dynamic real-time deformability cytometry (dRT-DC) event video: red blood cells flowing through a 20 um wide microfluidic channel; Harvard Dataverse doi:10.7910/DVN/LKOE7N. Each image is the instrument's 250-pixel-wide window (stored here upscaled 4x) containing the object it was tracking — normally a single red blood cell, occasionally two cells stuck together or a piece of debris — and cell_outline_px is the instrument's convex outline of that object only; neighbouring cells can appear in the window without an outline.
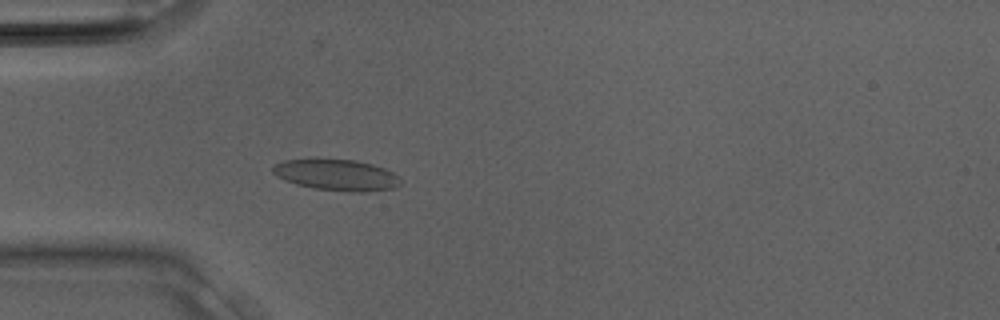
{"species": "Egyptian fruit bat (a non-hibernating species)", "species_latin": "Rousettus aegyptiacus", "temperature_condition": "room temperature", "stored_images_in_passage": 30, "camera_frame_rate_fps": 3000, "um_per_image_px": 0.085, "animal": {"sex": "male"}, "frame": {"image": 1, "passage_image": 9, "time_ms": 2.667, "image_size_px": [1000, 320], "cell_outline_px": [[400, 184], [392, 188], [368, 192], [356, 192], [312, 188], [296, 184], [284, 180], [276, 176], [272, 172], [272, 164], [284, 160], [312, 156], [316, 156], [356, 160], [372, 164], [384, 168], [392, 172], [396, 176]], "centroid_in_image_um": [28.49, 14.81], "position_along_channel_um": 56.5, "area_um2": 23.99}}
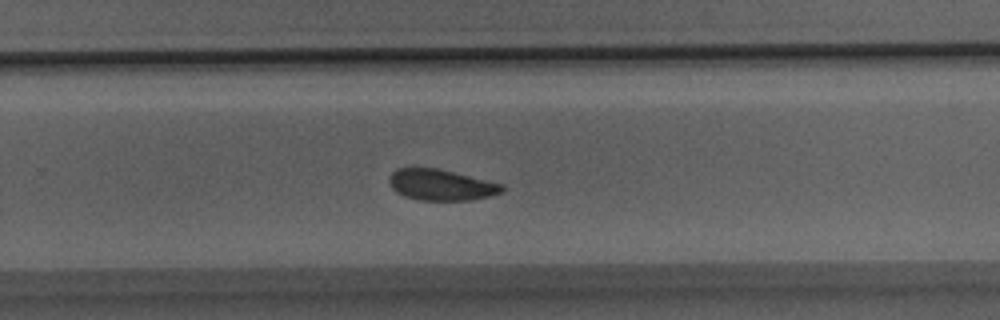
{"frame": {"image": 2, "passage_image": 20, "time_ms": 6.333, "image_size_px": [1000, 320], "cell_outline_px": [[504, 192], [472, 200], [420, 200], [404, 196], [396, 192], [392, 188], [388, 180], [388, 176], [396, 168], [436, 168], [504, 184]], "centroid_in_image_um": [37.48, 15.72], "position_along_channel_um": 292.3, "area_um2": 20.4}}
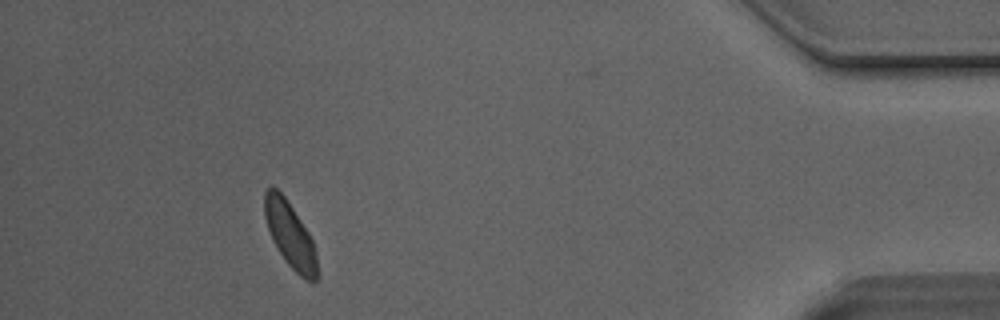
{"frame": {"image": 3, "passage_image": 28, "time_ms": 9.0, "image_size_px": [1000, 320], "cell_outline_px": [[320, 276], [316, 280], [304, 280], [288, 264], [272, 240], [264, 216], [264, 192], [272, 184], [284, 196], [308, 232], [312, 240], [316, 252]], "centroid_in_image_um": [24.67, 19.99], "position_along_channel_um": 410.5, "area_um2": 20.06}}